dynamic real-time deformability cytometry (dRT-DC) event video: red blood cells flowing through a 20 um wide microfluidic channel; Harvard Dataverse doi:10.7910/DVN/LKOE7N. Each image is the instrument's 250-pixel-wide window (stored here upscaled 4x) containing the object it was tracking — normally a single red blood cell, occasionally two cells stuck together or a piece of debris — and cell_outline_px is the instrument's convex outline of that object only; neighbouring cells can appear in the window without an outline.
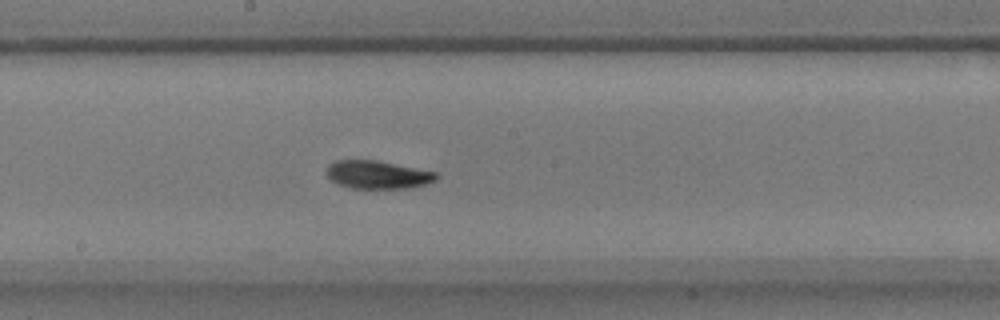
{"species": "common noctule bat (a hibernating species)", "species_latin": "Nyctalus noctula", "temperature_condition": "warm", "stored_images_in_passage": 52, "camera_frame_rate_fps": 3000, "um_per_image_px": 0.085, "animal": {"sex": "male", "body_mass_g": 17.9}, "frame": {"image": 1, "passage_image": 25, "time_ms": 8.0, "image_size_px": [1000, 320], "cell_outline_px": [[440, 176], [436, 180], [412, 188], [352, 188], [340, 184], [332, 180], [328, 176], [328, 164], [336, 160], [376, 160], [436, 172]], "centroid_in_image_um": [32.13, 14.84], "position_along_channel_um": 216.1, "area_um2": 17.74}}
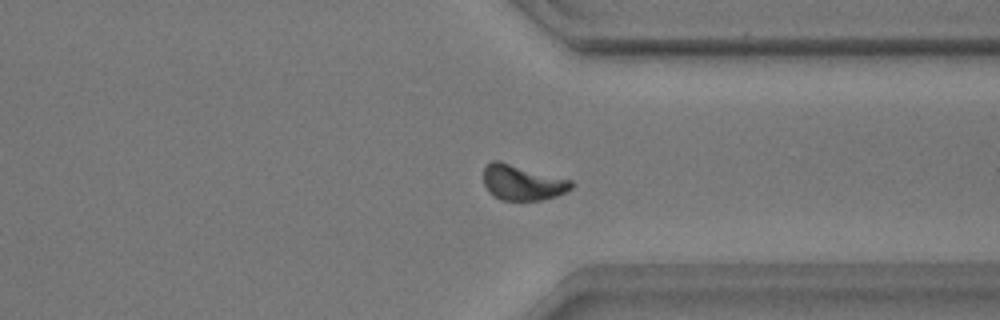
{"frame": {"image": 2, "passage_image": 38, "time_ms": 12.333, "image_size_px": [1000, 320], "cell_outline_px": [[572, 188], [556, 196], [540, 200], [500, 200], [492, 196], [488, 192], [484, 184], [484, 168], [492, 160], [500, 160], [572, 180]], "centroid_in_image_um": [44.37, 15.51], "position_along_channel_um": 367.0, "area_um2": 18.21}}
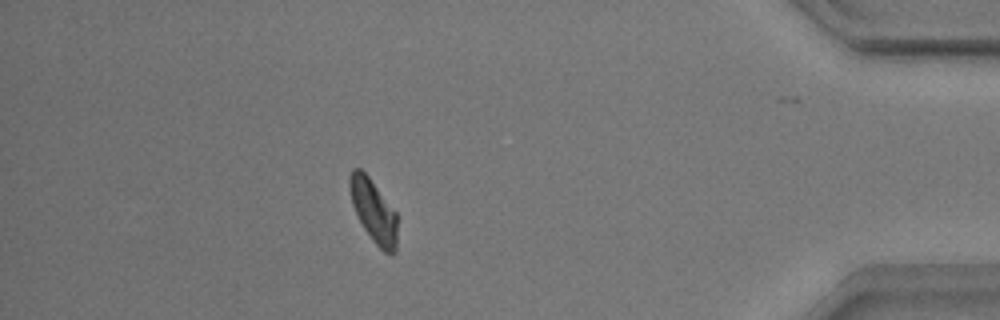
{"frame": {"image": 3, "passage_image": 45, "time_ms": 14.667, "image_size_px": [1000, 320], "cell_outline_px": [[396, 252], [384, 252], [372, 240], [364, 228], [352, 204], [348, 188], [348, 176], [352, 168], [360, 168], [368, 176], [396, 212]], "centroid_in_image_um": [31.71, 17.88], "position_along_channel_um": 403.5, "area_um2": 17.22}, "authors_computed_cell_mechanics": {"area_um2": 17.7157, "velocity_mm_per_s": 3.5036, "shape_relaxation_time_tau1_ms": 3.9226, "shape_relaxation_time_tau2_ms": 3.1525, "deformation_change_tau1": 0.1277, "deformation_change_tau2": 0.0595}}